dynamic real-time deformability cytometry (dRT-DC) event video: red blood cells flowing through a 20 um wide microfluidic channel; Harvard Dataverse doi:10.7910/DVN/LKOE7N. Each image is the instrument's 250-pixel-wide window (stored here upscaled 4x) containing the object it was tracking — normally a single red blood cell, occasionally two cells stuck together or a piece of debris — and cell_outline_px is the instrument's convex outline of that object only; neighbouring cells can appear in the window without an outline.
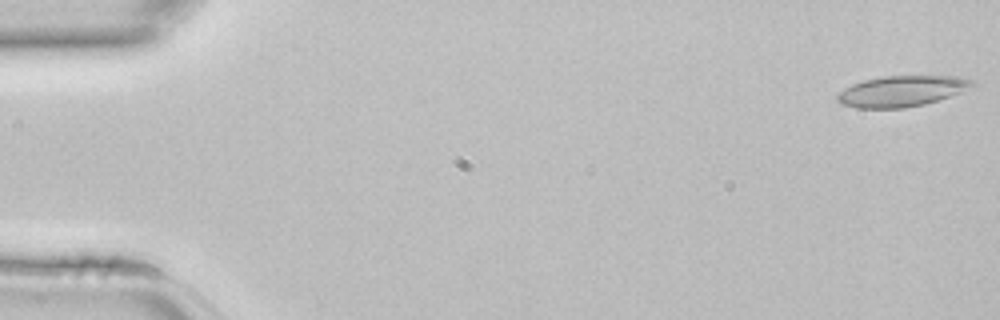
{"species": "common noctule bat (a hibernating species)", "species_latin": "Nyctalus noctula", "temperature_condition": "room temperature", "stored_images_in_passage": 46, "camera_frame_rate_fps": 3000, "um_per_image_px": 0.085, "animal": {"sex": "female", "body_mass_g": 22.7, "forearm_length_mm": 54.2}, "frame": {"image": 1, "passage_image": 1, "time_ms": 0.0, "image_size_px": [1000, 320], "cell_outline_px": [[980, 84], [960, 92], [924, 104], [904, 108], [856, 108], [840, 104], [836, 100], [836, 96], [844, 88], [852, 84], [864, 80], [884, 76], [956, 76], [972, 80]], "centroid_in_image_um": [76.63, 7.74], "position_along_channel_um": 8.4, "area_um2": 24.22}}
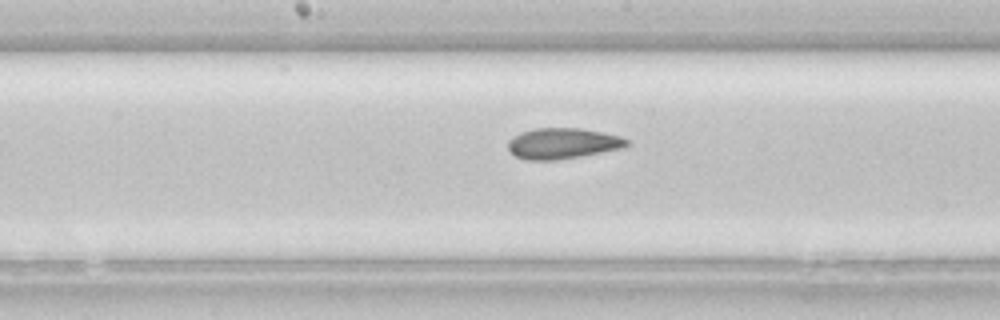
{"frame": {"image": 2, "passage_image": 23, "time_ms": 7.333, "image_size_px": [1000, 320], "cell_outline_px": [[632, 144], [624, 148], [580, 156], [552, 160], [528, 160], [516, 156], [508, 148], [508, 140], [512, 136], [520, 132], [536, 128], [580, 128], [620, 136], [628, 140]], "centroid_in_image_um": [47.84, 12.18], "position_along_channel_um": 200.4, "area_um2": 21.27}}
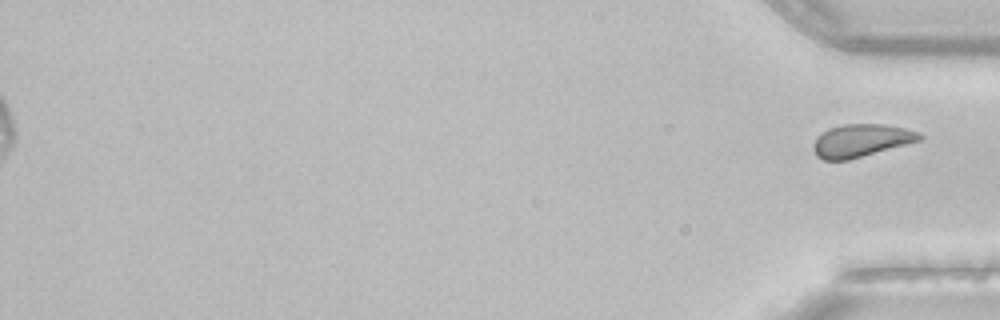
{"frame": {"image": 3, "passage_image": 46, "time_ms": 15.0, "image_size_px": [1000, 320], "cell_outline_px": [[924, 136], [920, 140], [848, 160], [824, 160], [816, 156], [812, 148], [812, 144], [816, 136], [828, 128], [844, 124], [884, 124], [904, 128], [920, 132]], "centroid_in_image_um": [73.15, 11.94], "position_along_channel_um": 362.1, "area_um2": 20.29}}